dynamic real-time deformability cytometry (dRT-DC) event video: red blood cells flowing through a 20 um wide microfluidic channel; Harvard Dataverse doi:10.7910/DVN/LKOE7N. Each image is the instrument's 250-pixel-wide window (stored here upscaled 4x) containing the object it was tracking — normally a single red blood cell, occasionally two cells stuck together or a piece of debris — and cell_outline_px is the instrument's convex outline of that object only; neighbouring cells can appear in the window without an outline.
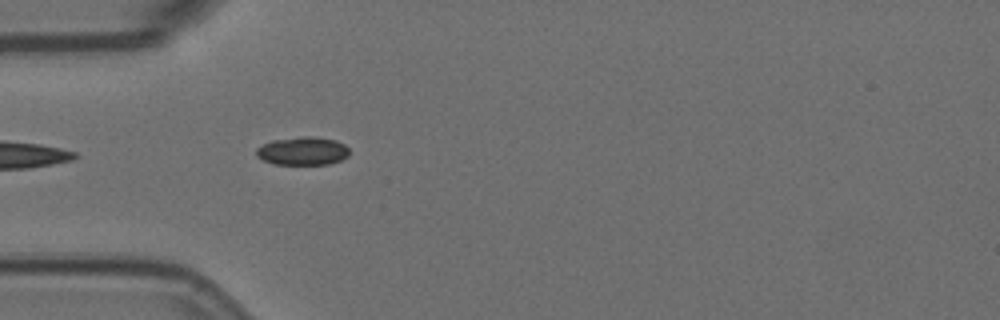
{"species": "Egyptian fruit bat (a non-hibernating species)", "species_latin": "Rousettus aegyptiacus", "temperature_condition": "room temperature", "stored_images_in_passage": 5, "segment_of_instrument_passage": [2, 2], "camera_frame_rate_fps": 3000, "um_per_image_px": 0.085, "animal": {"sex": "female"}, "frame": {"image": 1, "passage_image": 5, "time_ms": 1.333, "image_size_px": [1000, 320], "cell_outline_px": [[348, 156], [340, 160], [328, 164], [272, 164], [256, 156], [256, 148], [272, 140], [300, 136], [308, 136], [336, 140], [344, 144], [348, 148]], "centroid_in_image_um": [25.71, 12.83], "position_along_channel_um": 59.3, "area_um2": 15.26}}